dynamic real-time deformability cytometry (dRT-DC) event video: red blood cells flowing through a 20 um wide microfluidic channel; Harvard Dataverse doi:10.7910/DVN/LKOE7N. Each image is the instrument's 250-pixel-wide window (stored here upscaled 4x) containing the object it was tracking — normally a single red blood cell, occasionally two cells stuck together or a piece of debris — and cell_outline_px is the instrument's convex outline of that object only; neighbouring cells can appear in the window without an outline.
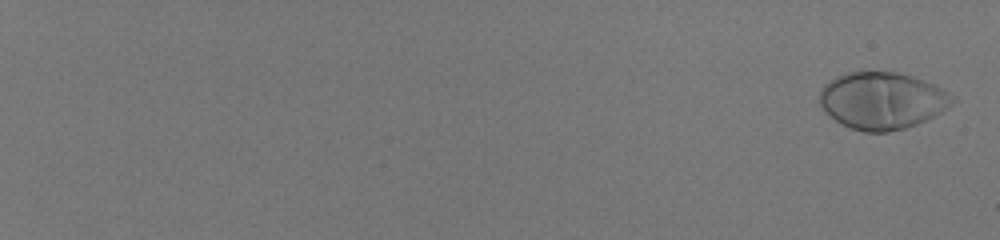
{"species": "human", "species_latin": "Homo sapiens", "temperature_condition": "room temperature", "stored_images_in_passage": 58, "camera_frame_rate_fps": 3000, "um_per_image_px": 0.085, "donor": {"sex": "male"}, "frame": {"image": 1, "passage_image": 1, "time_ms": 0.0, "image_size_px": [1000, 240], "cell_outline_px": [[956, 100], [952, 104], [940, 112], [916, 124], [904, 128], [888, 132], [864, 132], [852, 128], [836, 120], [824, 112], [820, 104], [820, 92], [824, 84], [836, 76], [860, 68], [896, 72], [932, 84], [956, 96]], "centroid_in_image_um": [74.94, 8.52], "position_along_channel_um": 10.1, "area_um2": 44.33}}
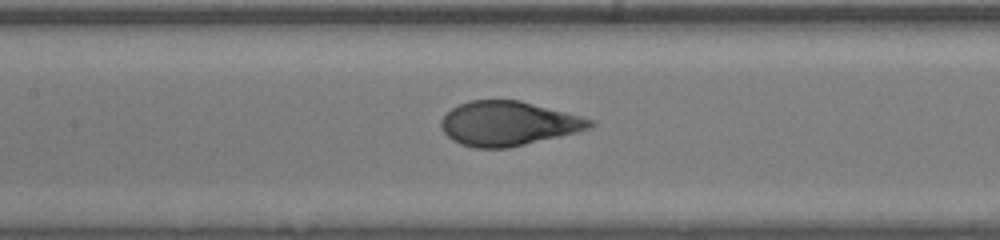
{"frame": {"image": 2, "passage_image": 34, "time_ms": 11.0, "image_size_px": [1000, 240], "cell_outline_px": [[596, 124], [592, 128], [576, 132], [508, 148], [476, 148], [460, 144], [452, 140], [440, 128], [440, 120], [452, 108], [468, 100], [520, 100], [596, 120]], "centroid_in_image_um": [43.2, 10.5], "position_along_channel_um": 164.2, "area_um2": 38.49}}
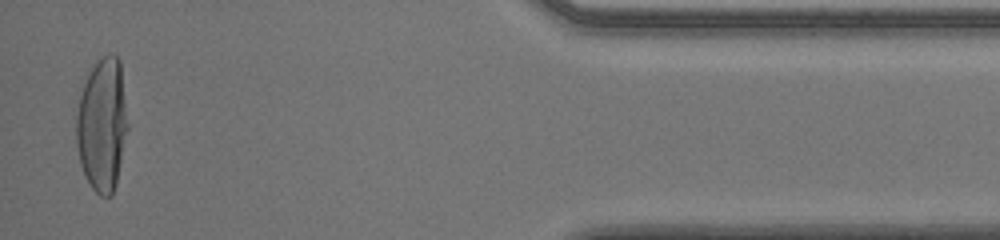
{"frame": {"image": 3, "passage_image": 57, "time_ms": 18.667, "image_size_px": [1000, 240], "cell_outline_px": [[128, 128], [116, 184], [112, 196], [100, 196], [92, 188], [84, 176], [80, 164], [76, 144], [76, 116], [80, 96], [84, 84], [92, 68], [104, 56], [116, 56], [120, 60], [128, 124]], "centroid_in_image_um": [8.68, 10.67], "position_along_channel_um": 426.5, "area_um2": 39.71}, "authors_computed_cell_mechanics": {"area_um2": 40.3444, "velocity_mm_per_s": 4.0116, "shape_relaxation_time_tau1_ms": 3.6011, "shape_relaxation_time_tau2_ms": null, "deformation_change_tau1": 0.2473, "deformation_change_tau2": null}}